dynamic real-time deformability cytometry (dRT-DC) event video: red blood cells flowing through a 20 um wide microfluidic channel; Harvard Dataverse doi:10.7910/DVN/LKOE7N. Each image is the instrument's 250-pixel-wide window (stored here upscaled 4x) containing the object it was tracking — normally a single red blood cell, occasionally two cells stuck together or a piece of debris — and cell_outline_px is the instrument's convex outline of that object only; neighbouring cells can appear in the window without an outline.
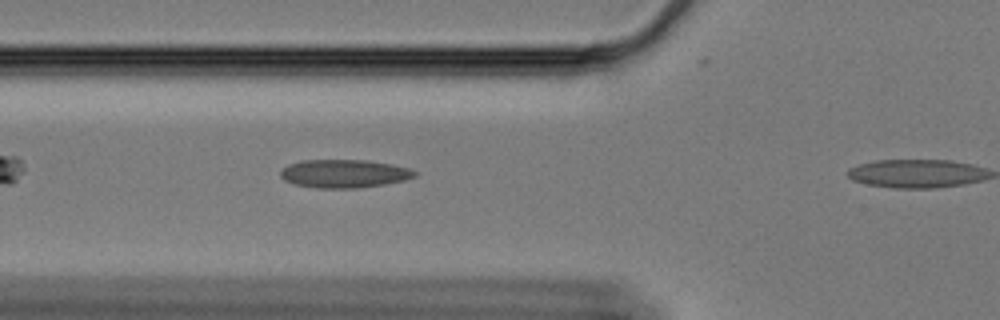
{"species": "Egyptian fruit bat (a non-hibernating species)", "species_latin": "Rousettus aegyptiacus", "temperature_condition": "cold", "stored_images_in_passage": 5, "camera_frame_rate_fps": 3000, "um_per_image_px": 0.085, "animal": {"sex": "female"}, "frame": {"image": 1, "passage_image": 4, "time_ms": 1.0, "image_size_px": [1000, 320], "cell_outline_px": [[420, 172], [416, 176], [404, 180], [384, 184], [360, 188], [316, 188], [296, 184], [284, 180], [280, 176], [280, 172], [288, 164], [304, 160], [368, 160], [392, 164], [408, 168]], "centroid_in_image_um": [29.28, 14.75], "position_along_channel_um": 96.5, "area_um2": 22.14}}